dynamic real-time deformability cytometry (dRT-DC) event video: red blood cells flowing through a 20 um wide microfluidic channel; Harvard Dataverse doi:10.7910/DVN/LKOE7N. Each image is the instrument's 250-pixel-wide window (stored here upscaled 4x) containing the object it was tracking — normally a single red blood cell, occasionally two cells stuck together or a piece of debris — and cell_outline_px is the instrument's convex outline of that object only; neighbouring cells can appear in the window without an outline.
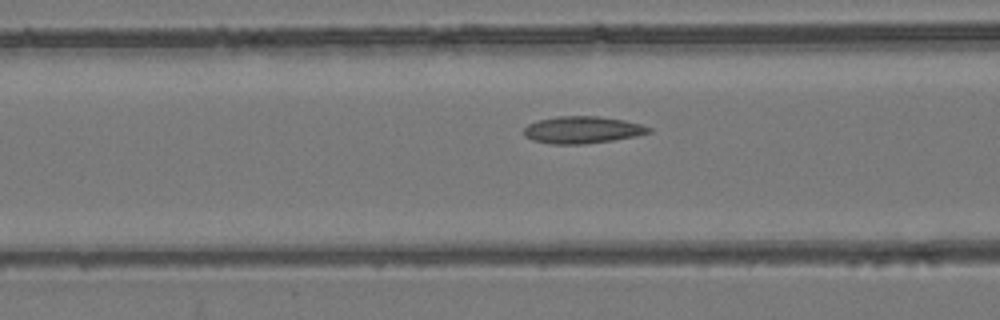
{"species": "common noctule bat (a hibernating species)", "species_latin": "Nyctalus noctula", "temperature_condition": "room temperature", "stored_images_in_passage": 52, "camera_frame_rate_fps": 3000, "um_per_image_px": 0.085, "animal": {"sex": "female", "body_mass_g": 24.6, "forearm_length_mm": 56.2}, "frame": {"image": 1, "passage_image": 20, "time_ms": 6.333, "image_size_px": [1000, 320], "cell_outline_px": [[652, 132], [636, 136], [612, 140], [584, 144], [552, 144], [532, 140], [524, 136], [524, 128], [528, 124], [540, 120], [556, 116], [600, 116], [624, 120], [640, 124], [652, 128]], "centroid_in_image_um": [49.51, 11.04], "position_along_channel_um": 117.1, "area_um2": 19.71}}
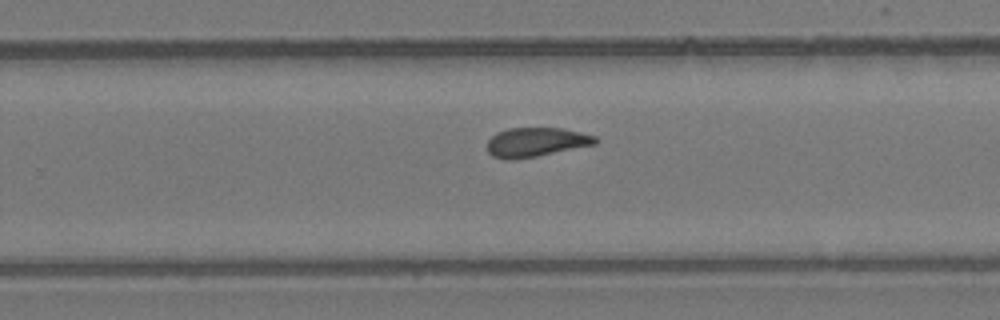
{"frame": {"image": 2, "passage_image": 33, "time_ms": 10.667, "image_size_px": [1000, 320], "cell_outline_px": [[600, 140], [596, 144], [516, 160], [504, 160], [492, 156], [488, 152], [488, 140], [496, 132], [508, 128], [560, 128], [580, 132], [596, 136]], "centroid_in_image_um": [45.55, 12.09], "position_along_channel_um": 284.3, "area_um2": 18.5}}
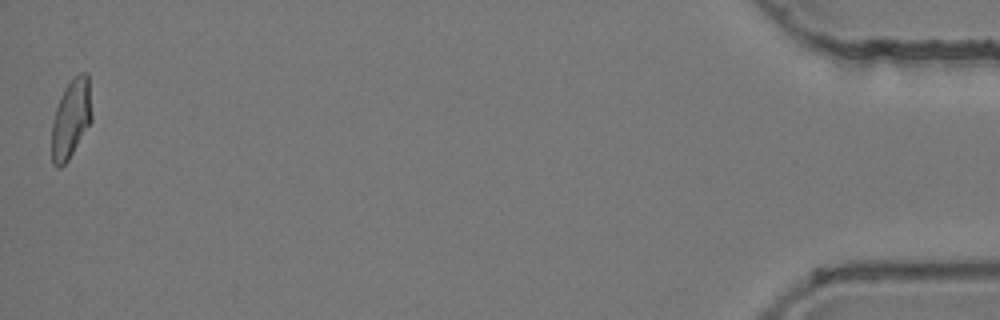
{"frame": {"image": 3, "passage_image": 52, "time_ms": 17.0, "image_size_px": [1000, 320], "cell_outline_px": [[92, 120], [68, 160], [60, 168], [56, 168], [52, 164], [52, 120], [60, 96], [64, 88], [72, 76], [80, 72], [88, 72], [92, 116]], "centroid_in_image_um": [6.03, 10.05], "position_along_channel_um": 429.2, "area_um2": 18.61}, "authors_computed_cell_mechanics": {"area_um2": 19.3052, "velocity_mm_per_s": 3.8637, "shape_relaxation_time_tau1_ms": null, "shape_relaxation_time_tau2_ms": 1.9753, "deformation_change_tau1": null, "deformation_change_tau2": 0.0757}}